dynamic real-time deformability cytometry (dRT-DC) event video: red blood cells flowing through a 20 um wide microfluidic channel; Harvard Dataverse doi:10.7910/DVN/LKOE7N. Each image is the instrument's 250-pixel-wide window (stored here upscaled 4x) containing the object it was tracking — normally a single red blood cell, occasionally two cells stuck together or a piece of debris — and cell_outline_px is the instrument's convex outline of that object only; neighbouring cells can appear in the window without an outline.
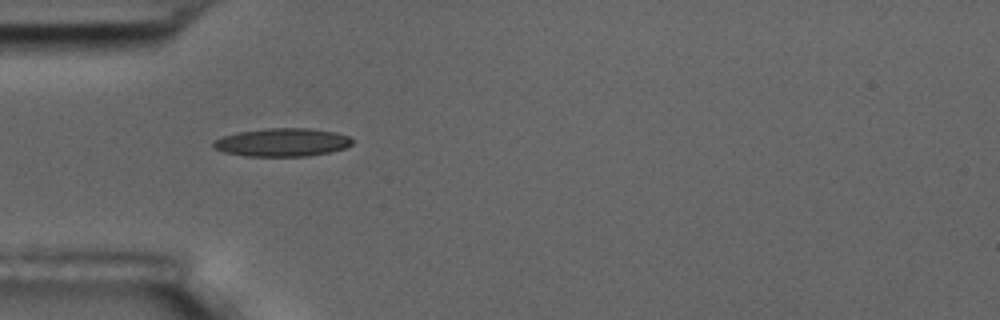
{"species": "common noctule bat (a hibernating species)", "species_latin": "Nyctalus noctula", "temperature_condition": "room temperature", "stored_images_in_passage": 6, "camera_frame_rate_fps": 3000, "um_per_image_px": 0.085, "animal": {"sex": "male", "body_mass_g": 17.5, "forearm_length_mm": 52.3}, "frame": {"image": 1, "passage_image": 5, "time_ms": 4.667, "image_size_px": [1000, 320], "cell_outline_px": [[352, 144], [344, 148], [328, 152], [308, 156], [248, 156], [224, 152], [212, 148], [212, 140], [236, 132], [268, 128], [308, 128], [336, 132], [348, 136], [352, 140]], "centroid_in_image_um": [23.95, 12.09], "position_along_channel_um": 61.1, "area_um2": 22.83}}